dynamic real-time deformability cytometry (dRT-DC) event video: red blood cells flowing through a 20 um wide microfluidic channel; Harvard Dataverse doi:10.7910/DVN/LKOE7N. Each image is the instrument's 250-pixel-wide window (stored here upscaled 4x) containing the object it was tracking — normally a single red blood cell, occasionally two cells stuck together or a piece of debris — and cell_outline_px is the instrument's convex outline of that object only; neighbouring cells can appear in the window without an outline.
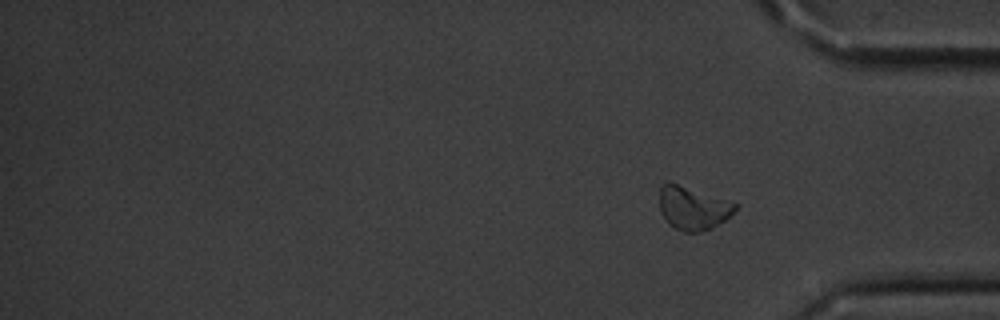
{"species": "common noctule bat (a hibernating species)", "species_latin": "Nyctalus noctula", "temperature_condition": "cold", "stored_images_in_passage": 14, "segment_of_instrument_passage": [2, 2], "camera_frame_rate_fps": 3000, "um_per_image_px": 0.085, "animal": {"sex": "male", "body_mass_g": 20.1, "forearm_length_mm": 53.5}, "frame": {"image": 1, "passage_image": 14, "time_ms": 4.333, "image_size_px": [1000, 320], "cell_outline_px": [[740, 204], [724, 220], [712, 228], [700, 232], [684, 232], [668, 224], [660, 212], [660, 188], [668, 180]], "centroid_in_image_um": [58.88, 17.67], "position_along_channel_um": 376.3, "area_um2": 19.13}}